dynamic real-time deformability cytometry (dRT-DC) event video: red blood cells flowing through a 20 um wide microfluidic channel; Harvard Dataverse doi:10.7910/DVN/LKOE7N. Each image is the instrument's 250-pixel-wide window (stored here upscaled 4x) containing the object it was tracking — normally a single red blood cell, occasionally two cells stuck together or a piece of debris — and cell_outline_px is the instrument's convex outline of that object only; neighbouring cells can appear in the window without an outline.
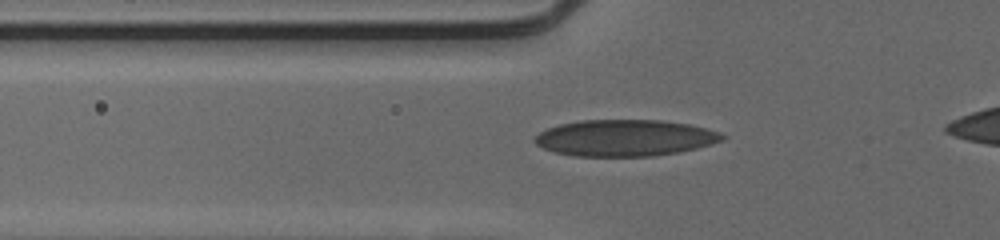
{"species": "human", "species_latin": "Homo sapiens", "temperature_condition": "cold", "stored_images_in_passage": 40, "camera_frame_rate_fps": 3000, "um_per_image_px": 0.085, "donor": {"sex": "male"}, "frame": {"image": 1, "passage_image": 9, "time_ms": 2.667, "image_size_px": [1000, 240], "cell_outline_px": [[728, 136], [724, 140], [712, 144], [680, 152], [652, 156], [572, 156], [556, 152], [544, 148], [536, 144], [532, 140], [540, 132], [548, 128], [560, 124], [580, 120], [660, 120], [688, 124], [720, 132]], "centroid_in_image_um": [53.14, 11.72], "position_along_channel_um": 72.7, "area_um2": 39.88}}
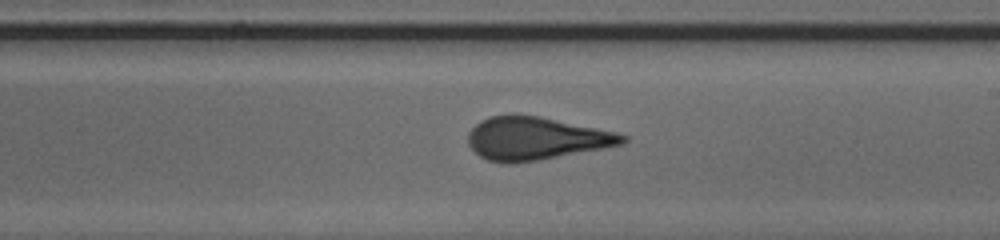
{"frame": {"image": 2, "passage_image": 22, "time_ms": 7.0, "image_size_px": [1000, 240], "cell_outline_px": [[628, 140], [624, 144], [540, 160], [512, 164], [504, 164], [488, 160], [480, 156], [468, 144], [468, 132], [480, 120], [488, 116], [540, 116], [616, 132], [628, 136]], "centroid_in_image_um": [45.56, 11.79], "position_along_channel_um": 243.4, "area_um2": 38.44}}
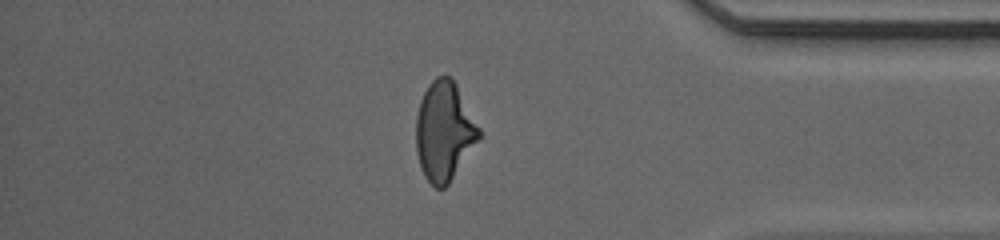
{"frame": {"image": 3, "passage_image": 35, "time_ms": 11.333, "image_size_px": [1000, 240], "cell_outline_px": [[480, 136], [448, 184], [444, 188], [436, 188], [424, 176], [416, 152], [416, 116], [420, 100], [428, 84], [436, 76], [452, 76], [480, 128]], "centroid_in_image_um": [37.73, 11.12], "position_along_channel_um": 397.5, "area_um2": 36.01}}